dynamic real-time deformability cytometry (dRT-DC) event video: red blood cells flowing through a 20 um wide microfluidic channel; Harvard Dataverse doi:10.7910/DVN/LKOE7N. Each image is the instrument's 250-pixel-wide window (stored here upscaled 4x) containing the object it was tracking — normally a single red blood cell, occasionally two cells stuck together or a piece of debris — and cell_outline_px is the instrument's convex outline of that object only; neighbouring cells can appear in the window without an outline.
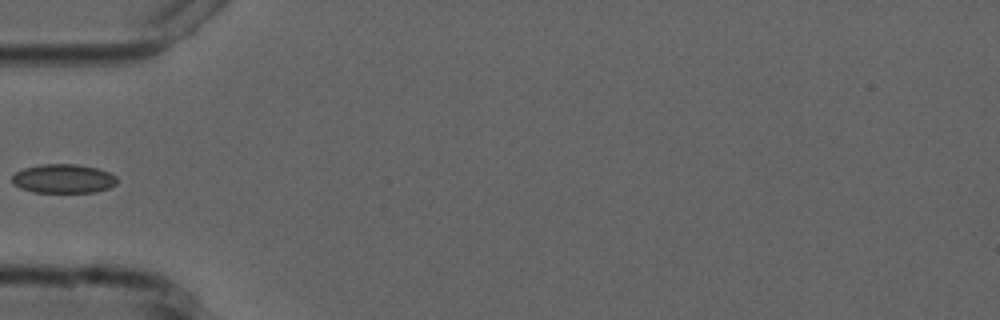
{"species": "common noctule bat (a hibernating species)", "species_latin": "Nyctalus noctula", "temperature_condition": "cold", "stored_images_in_passage": 4, "camera_frame_rate_fps": 3000, "um_per_image_px": 0.085, "animal": {"sex": "male", "forearm_length_mm": 52.5}, "frame": {"image": 1, "passage_image": 3, "time_ms": 3.333, "image_size_px": [1000, 320], "cell_outline_px": [[116, 184], [108, 188], [96, 192], [32, 192], [20, 188], [12, 180], [12, 176], [16, 172], [24, 168], [44, 164], [76, 164], [96, 168], [108, 172], [116, 176]], "centroid_in_image_um": [5.39, 15.19], "position_along_channel_um": 79.6, "area_um2": 17.57}}
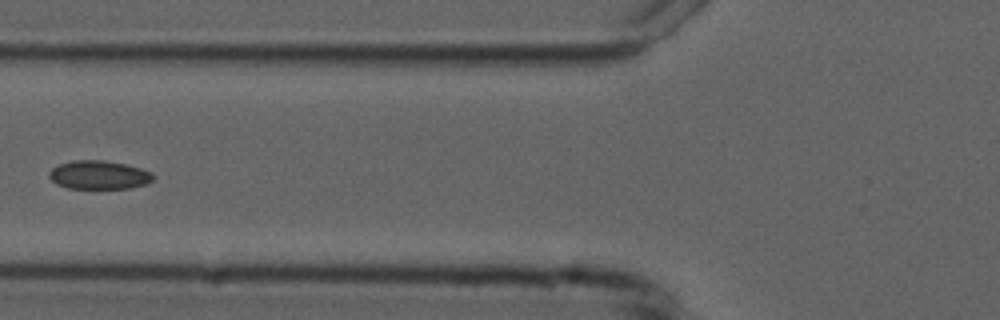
{"frame": {"image": 2, "passage_image": 4, "time_ms": 4.333, "image_size_px": [1000, 320], "cell_outline_px": [[156, 176], [152, 180], [144, 184], [128, 188], [68, 188], [56, 184], [48, 176], [52, 168], [60, 164], [72, 160], [104, 160], [124, 164], [140, 168], [152, 172]], "centroid_in_image_um": [8.41, 14.86], "position_along_channel_um": 117.4, "area_um2": 17.22}}